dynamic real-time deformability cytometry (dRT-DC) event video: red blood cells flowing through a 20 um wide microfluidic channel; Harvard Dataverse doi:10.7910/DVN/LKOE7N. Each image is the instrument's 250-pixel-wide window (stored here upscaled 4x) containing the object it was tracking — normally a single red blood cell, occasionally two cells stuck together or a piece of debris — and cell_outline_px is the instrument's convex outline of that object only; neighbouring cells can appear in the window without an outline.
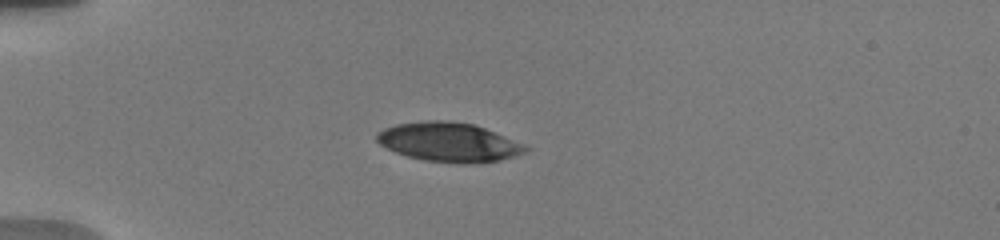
{"species": "human", "species_latin": "Homo sapiens", "temperature_condition": "warm", "stored_images_in_passage": 21, "camera_frame_rate_fps": 3000, "um_per_image_px": 0.085, "donor": {"sex": "male"}, "frame": {"image": 1, "passage_image": 1, "time_ms": 0.0, "image_size_px": [1000, 240], "cell_outline_px": [[528, 152], [516, 156], [500, 160], [468, 164], [460, 164], [424, 160], [408, 156], [396, 152], [380, 144], [376, 140], [376, 132], [384, 128], [396, 124], [424, 120], [444, 120], [472, 124], [484, 128], [524, 144], [528, 148]], "centroid_in_image_um": [38.14, 12.09], "position_along_channel_um": 46.9, "area_um2": 33.93}}
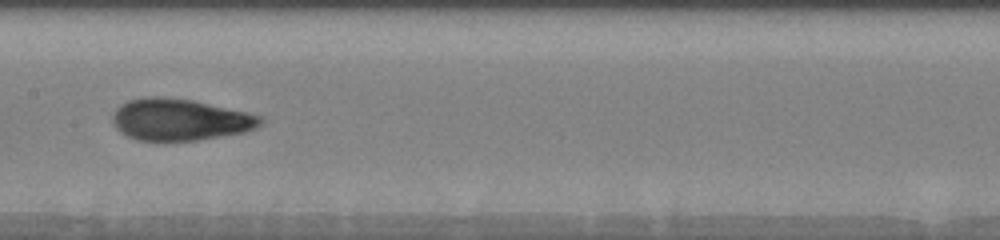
{"frame": {"image": 2, "passage_image": 12, "time_ms": 4.667, "image_size_px": [1000, 240], "cell_outline_px": [[264, 124], [256, 128], [244, 132], [196, 140], [164, 144], [136, 140], [120, 132], [116, 128], [112, 120], [112, 112], [120, 104], [128, 100], [152, 96], [156, 96], [192, 100], [264, 116]], "centroid_in_image_um": [15.27, 10.21], "position_along_channel_um": 192.1, "area_um2": 36.76}}
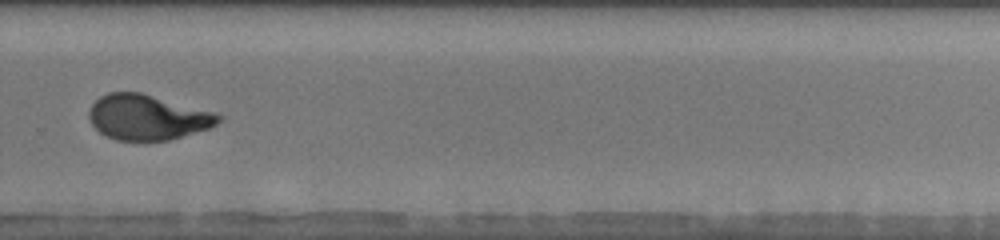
{"frame": {"image": 3, "passage_image": 19, "time_ms": 8.0, "image_size_px": [1000, 240], "cell_outline_px": [[224, 116], [216, 124], [208, 128], [168, 140], [116, 140], [100, 132], [92, 124], [88, 116], [88, 112], [92, 104], [100, 96], [108, 92], [140, 92], [212, 112]], "centroid_in_image_um": [12.49, 9.96], "position_along_channel_um": 317.3, "area_um2": 33.58}}